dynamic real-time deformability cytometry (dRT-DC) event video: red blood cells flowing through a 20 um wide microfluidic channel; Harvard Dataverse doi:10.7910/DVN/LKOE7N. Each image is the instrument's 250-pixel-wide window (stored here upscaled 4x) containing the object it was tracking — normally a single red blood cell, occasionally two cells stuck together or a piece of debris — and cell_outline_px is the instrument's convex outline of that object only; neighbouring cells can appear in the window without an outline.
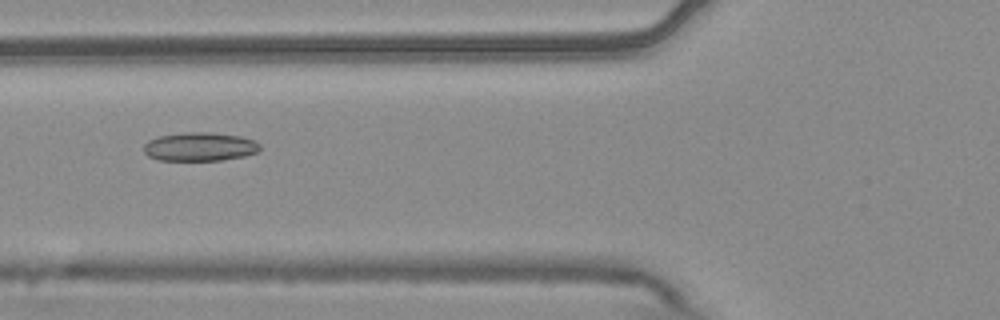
{"species": "common noctule bat (a hibernating species)", "species_latin": "Nyctalus noctula", "temperature_condition": "warm", "stored_images_in_passage": 7, "camera_frame_rate_fps": 3000, "um_per_image_px": 0.085, "animal": {"sex": "male", "body_mass_g": 20.4}, "frame": {"image": 1, "passage_image": 5, "time_ms": 1.333, "image_size_px": [1000, 320], "cell_outline_px": [[260, 148], [256, 152], [244, 156], [220, 160], [160, 160], [148, 156], [144, 152], [144, 144], [148, 140], [160, 136], [184, 132], [212, 132], [240, 136], [256, 140], [260, 144]], "centroid_in_image_um": [16.99, 12.46], "position_along_channel_um": 108.8, "area_um2": 19.42}}
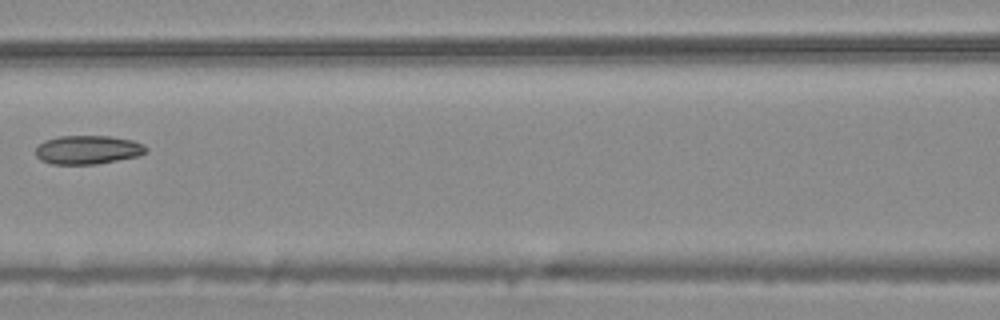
{"frame": {"image": 2, "passage_image": 6, "time_ms": 1.667, "image_size_px": [1000, 320], "cell_outline_px": [[148, 152], [140, 156], [96, 164], [52, 164], [40, 160], [36, 156], [36, 148], [44, 140], [60, 136], [108, 136], [132, 140], [144, 144], [148, 148]], "centroid_in_image_um": [7.49, 12.73], "position_along_channel_um": 159.1, "area_um2": 18.61}}
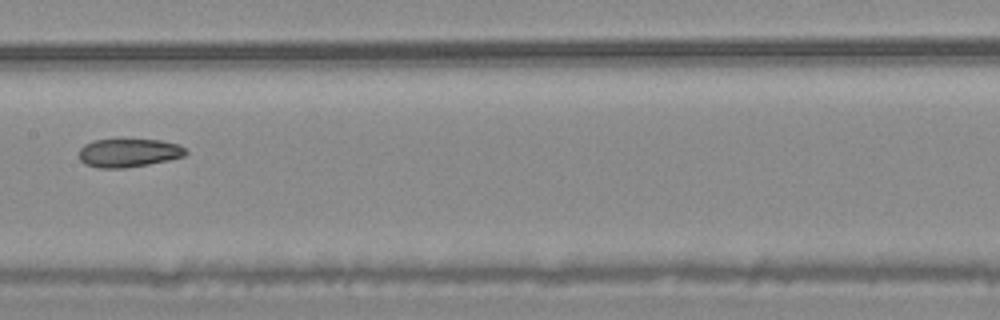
{"frame": {"image": 3, "passage_image": 7, "time_ms": 2.0, "image_size_px": [1000, 320], "cell_outline_px": [[188, 152], [184, 156], [168, 160], [148, 164], [124, 168], [100, 168], [84, 164], [80, 160], [80, 148], [84, 144], [92, 140], [160, 140], [180, 144]], "centroid_in_image_um": [10.93, 12.99], "position_along_channel_um": 196.5, "area_um2": 17.63}}